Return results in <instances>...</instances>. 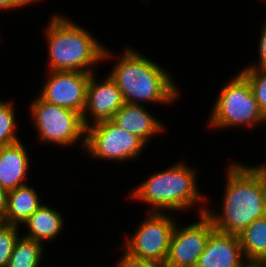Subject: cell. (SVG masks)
<instances>
[{
	"instance_id": "11",
	"label": "cell",
	"mask_w": 266,
	"mask_h": 267,
	"mask_svg": "<svg viewBox=\"0 0 266 267\" xmlns=\"http://www.w3.org/2000/svg\"><path fill=\"white\" fill-rule=\"evenodd\" d=\"M104 79L103 82L98 83L94 73H91L86 91L85 108L82 114V121L86 128L92 123L111 120L114 114L125 104L121 91L114 80L109 75ZM88 114L94 120L93 122L88 119Z\"/></svg>"
},
{
	"instance_id": "22",
	"label": "cell",
	"mask_w": 266,
	"mask_h": 267,
	"mask_svg": "<svg viewBox=\"0 0 266 267\" xmlns=\"http://www.w3.org/2000/svg\"><path fill=\"white\" fill-rule=\"evenodd\" d=\"M113 267H165V266L164 264L153 260L133 257L129 253L125 252L123 254V257L119 259L118 264Z\"/></svg>"
},
{
	"instance_id": "9",
	"label": "cell",
	"mask_w": 266,
	"mask_h": 267,
	"mask_svg": "<svg viewBox=\"0 0 266 267\" xmlns=\"http://www.w3.org/2000/svg\"><path fill=\"white\" fill-rule=\"evenodd\" d=\"M199 221L173 230L165 267H195L210 234L215 230L206 215V207L199 209Z\"/></svg>"
},
{
	"instance_id": "28",
	"label": "cell",
	"mask_w": 266,
	"mask_h": 267,
	"mask_svg": "<svg viewBox=\"0 0 266 267\" xmlns=\"http://www.w3.org/2000/svg\"><path fill=\"white\" fill-rule=\"evenodd\" d=\"M6 225L5 218L3 215H0V229Z\"/></svg>"
},
{
	"instance_id": "20",
	"label": "cell",
	"mask_w": 266,
	"mask_h": 267,
	"mask_svg": "<svg viewBox=\"0 0 266 267\" xmlns=\"http://www.w3.org/2000/svg\"><path fill=\"white\" fill-rule=\"evenodd\" d=\"M240 73L249 81L258 107L266 117V69L245 67Z\"/></svg>"
},
{
	"instance_id": "14",
	"label": "cell",
	"mask_w": 266,
	"mask_h": 267,
	"mask_svg": "<svg viewBox=\"0 0 266 267\" xmlns=\"http://www.w3.org/2000/svg\"><path fill=\"white\" fill-rule=\"evenodd\" d=\"M29 162L26 148L20 141L0 147V187L9 192L27 184Z\"/></svg>"
},
{
	"instance_id": "21",
	"label": "cell",
	"mask_w": 266,
	"mask_h": 267,
	"mask_svg": "<svg viewBox=\"0 0 266 267\" xmlns=\"http://www.w3.org/2000/svg\"><path fill=\"white\" fill-rule=\"evenodd\" d=\"M19 226L6 224L0 229V267H6L10 260L13 248L19 240Z\"/></svg>"
},
{
	"instance_id": "29",
	"label": "cell",
	"mask_w": 266,
	"mask_h": 267,
	"mask_svg": "<svg viewBox=\"0 0 266 267\" xmlns=\"http://www.w3.org/2000/svg\"><path fill=\"white\" fill-rule=\"evenodd\" d=\"M247 267H258V266L254 264H249Z\"/></svg>"
},
{
	"instance_id": "1",
	"label": "cell",
	"mask_w": 266,
	"mask_h": 267,
	"mask_svg": "<svg viewBox=\"0 0 266 267\" xmlns=\"http://www.w3.org/2000/svg\"><path fill=\"white\" fill-rule=\"evenodd\" d=\"M222 214L206 209L216 230L232 235L266 215V163L259 166L236 163L228 166Z\"/></svg>"
},
{
	"instance_id": "18",
	"label": "cell",
	"mask_w": 266,
	"mask_h": 267,
	"mask_svg": "<svg viewBox=\"0 0 266 267\" xmlns=\"http://www.w3.org/2000/svg\"><path fill=\"white\" fill-rule=\"evenodd\" d=\"M41 242L22 235L16 242L6 267H39L43 257Z\"/></svg>"
},
{
	"instance_id": "3",
	"label": "cell",
	"mask_w": 266,
	"mask_h": 267,
	"mask_svg": "<svg viewBox=\"0 0 266 267\" xmlns=\"http://www.w3.org/2000/svg\"><path fill=\"white\" fill-rule=\"evenodd\" d=\"M45 35L50 71L95 73L94 65L112 54L90 32L63 15H53Z\"/></svg>"
},
{
	"instance_id": "10",
	"label": "cell",
	"mask_w": 266,
	"mask_h": 267,
	"mask_svg": "<svg viewBox=\"0 0 266 267\" xmlns=\"http://www.w3.org/2000/svg\"><path fill=\"white\" fill-rule=\"evenodd\" d=\"M40 98L47 103L78 112L81 116L86 103V91L91 73L49 71Z\"/></svg>"
},
{
	"instance_id": "5",
	"label": "cell",
	"mask_w": 266,
	"mask_h": 267,
	"mask_svg": "<svg viewBox=\"0 0 266 267\" xmlns=\"http://www.w3.org/2000/svg\"><path fill=\"white\" fill-rule=\"evenodd\" d=\"M218 94L209 120V128L252 127L266 123V117L258 107L249 81L239 72ZM254 124V125H253Z\"/></svg>"
},
{
	"instance_id": "2",
	"label": "cell",
	"mask_w": 266,
	"mask_h": 267,
	"mask_svg": "<svg viewBox=\"0 0 266 267\" xmlns=\"http://www.w3.org/2000/svg\"><path fill=\"white\" fill-rule=\"evenodd\" d=\"M108 74L117 84L125 103L169 104L177 100L179 90L170 73L131 48L124 52Z\"/></svg>"
},
{
	"instance_id": "8",
	"label": "cell",
	"mask_w": 266,
	"mask_h": 267,
	"mask_svg": "<svg viewBox=\"0 0 266 267\" xmlns=\"http://www.w3.org/2000/svg\"><path fill=\"white\" fill-rule=\"evenodd\" d=\"M166 212H149L133 236L121 245L131 256L164 264L175 228V221Z\"/></svg>"
},
{
	"instance_id": "27",
	"label": "cell",
	"mask_w": 266,
	"mask_h": 267,
	"mask_svg": "<svg viewBox=\"0 0 266 267\" xmlns=\"http://www.w3.org/2000/svg\"><path fill=\"white\" fill-rule=\"evenodd\" d=\"M24 5H30L31 3H35L38 0H20ZM41 1V0H40Z\"/></svg>"
},
{
	"instance_id": "12",
	"label": "cell",
	"mask_w": 266,
	"mask_h": 267,
	"mask_svg": "<svg viewBox=\"0 0 266 267\" xmlns=\"http://www.w3.org/2000/svg\"><path fill=\"white\" fill-rule=\"evenodd\" d=\"M238 235L214 230L195 267H247Z\"/></svg>"
},
{
	"instance_id": "17",
	"label": "cell",
	"mask_w": 266,
	"mask_h": 267,
	"mask_svg": "<svg viewBox=\"0 0 266 267\" xmlns=\"http://www.w3.org/2000/svg\"><path fill=\"white\" fill-rule=\"evenodd\" d=\"M239 239L246 261L256 265L266 254V215L246 227Z\"/></svg>"
},
{
	"instance_id": "19",
	"label": "cell",
	"mask_w": 266,
	"mask_h": 267,
	"mask_svg": "<svg viewBox=\"0 0 266 267\" xmlns=\"http://www.w3.org/2000/svg\"><path fill=\"white\" fill-rule=\"evenodd\" d=\"M14 110L11 101H0V147L20 141L15 134L17 125Z\"/></svg>"
},
{
	"instance_id": "24",
	"label": "cell",
	"mask_w": 266,
	"mask_h": 267,
	"mask_svg": "<svg viewBox=\"0 0 266 267\" xmlns=\"http://www.w3.org/2000/svg\"><path fill=\"white\" fill-rule=\"evenodd\" d=\"M24 4L20 0H0V10H10L22 7Z\"/></svg>"
},
{
	"instance_id": "23",
	"label": "cell",
	"mask_w": 266,
	"mask_h": 267,
	"mask_svg": "<svg viewBox=\"0 0 266 267\" xmlns=\"http://www.w3.org/2000/svg\"><path fill=\"white\" fill-rule=\"evenodd\" d=\"M259 65L247 66V68L266 69V22L263 25L260 40H259Z\"/></svg>"
},
{
	"instance_id": "15",
	"label": "cell",
	"mask_w": 266,
	"mask_h": 267,
	"mask_svg": "<svg viewBox=\"0 0 266 267\" xmlns=\"http://www.w3.org/2000/svg\"><path fill=\"white\" fill-rule=\"evenodd\" d=\"M28 184L8 192L7 210L4 216L6 224L15 226L24 224L43 205L35 189Z\"/></svg>"
},
{
	"instance_id": "16",
	"label": "cell",
	"mask_w": 266,
	"mask_h": 267,
	"mask_svg": "<svg viewBox=\"0 0 266 267\" xmlns=\"http://www.w3.org/2000/svg\"><path fill=\"white\" fill-rule=\"evenodd\" d=\"M58 210L42 205L24 223L28 227L27 238L43 243L53 240L62 230L64 219Z\"/></svg>"
},
{
	"instance_id": "4",
	"label": "cell",
	"mask_w": 266,
	"mask_h": 267,
	"mask_svg": "<svg viewBox=\"0 0 266 267\" xmlns=\"http://www.w3.org/2000/svg\"><path fill=\"white\" fill-rule=\"evenodd\" d=\"M195 173L185 163H176L173 167L148 177L130 195L151 205L148 212H163V209L180 210L179 212L187 210L197 202L206 200V195H201L197 189Z\"/></svg>"
},
{
	"instance_id": "6",
	"label": "cell",
	"mask_w": 266,
	"mask_h": 267,
	"mask_svg": "<svg viewBox=\"0 0 266 267\" xmlns=\"http://www.w3.org/2000/svg\"><path fill=\"white\" fill-rule=\"evenodd\" d=\"M30 109L40 140L65 147L82 139L81 145L85 148L86 127L78 112L47 103L39 96Z\"/></svg>"
},
{
	"instance_id": "25",
	"label": "cell",
	"mask_w": 266,
	"mask_h": 267,
	"mask_svg": "<svg viewBox=\"0 0 266 267\" xmlns=\"http://www.w3.org/2000/svg\"><path fill=\"white\" fill-rule=\"evenodd\" d=\"M8 191L0 187V215L5 216L7 210Z\"/></svg>"
},
{
	"instance_id": "26",
	"label": "cell",
	"mask_w": 266,
	"mask_h": 267,
	"mask_svg": "<svg viewBox=\"0 0 266 267\" xmlns=\"http://www.w3.org/2000/svg\"><path fill=\"white\" fill-rule=\"evenodd\" d=\"M256 265L258 267H266V254L262 257V259Z\"/></svg>"
},
{
	"instance_id": "13",
	"label": "cell",
	"mask_w": 266,
	"mask_h": 267,
	"mask_svg": "<svg viewBox=\"0 0 266 267\" xmlns=\"http://www.w3.org/2000/svg\"><path fill=\"white\" fill-rule=\"evenodd\" d=\"M118 127L139 137L145 144L154 134H159L164 125L142 105L125 103L111 119Z\"/></svg>"
},
{
	"instance_id": "7",
	"label": "cell",
	"mask_w": 266,
	"mask_h": 267,
	"mask_svg": "<svg viewBox=\"0 0 266 267\" xmlns=\"http://www.w3.org/2000/svg\"><path fill=\"white\" fill-rule=\"evenodd\" d=\"M146 144L136 135L104 120L86 128L85 150L95 159L127 161L136 159Z\"/></svg>"
}]
</instances>
